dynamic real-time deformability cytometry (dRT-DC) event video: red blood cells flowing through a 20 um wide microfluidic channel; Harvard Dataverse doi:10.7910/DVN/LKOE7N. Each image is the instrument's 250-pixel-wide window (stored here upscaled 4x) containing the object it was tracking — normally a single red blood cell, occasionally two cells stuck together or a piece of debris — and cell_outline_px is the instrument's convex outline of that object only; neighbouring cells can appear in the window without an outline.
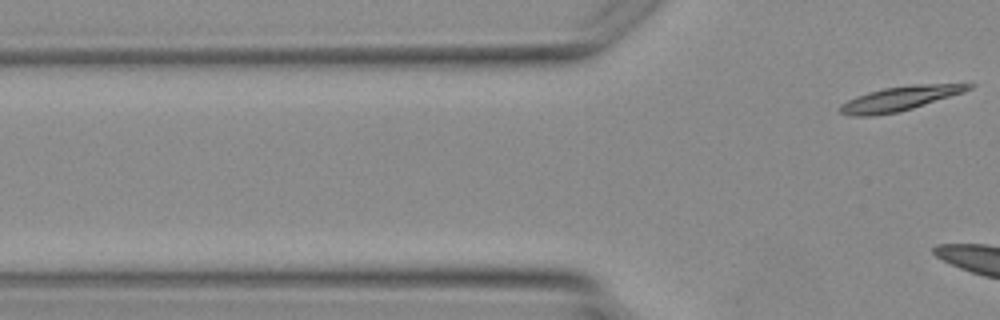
{"species": "Egyptian fruit bat (a non-hibernating species)", "species_latin": "Rousettus aegyptiacus", "temperature_condition": "warm", "stored_images_in_passage": 2, "camera_frame_rate_fps": 3000, "um_per_image_px": 0.085, "animal": {"sex": "female"}, "frame": {"image": 1, "passage_image": 2, "time_ms": 1.333, "image_size_px": [1000, 320], "cell_outline_px": [[976, 84], [972, 88], [964, 92], [912, 108], [896, 112], [872, 116], [848, 116], [836, 112], [836, 108], [840, 104], [856, 96], [868, 92], [884, 88], [912, 84]], "centroid_in_image_um": [76.38, 8.39], "position_along_channel_um": 49.4, "area_um2": 18.32}}